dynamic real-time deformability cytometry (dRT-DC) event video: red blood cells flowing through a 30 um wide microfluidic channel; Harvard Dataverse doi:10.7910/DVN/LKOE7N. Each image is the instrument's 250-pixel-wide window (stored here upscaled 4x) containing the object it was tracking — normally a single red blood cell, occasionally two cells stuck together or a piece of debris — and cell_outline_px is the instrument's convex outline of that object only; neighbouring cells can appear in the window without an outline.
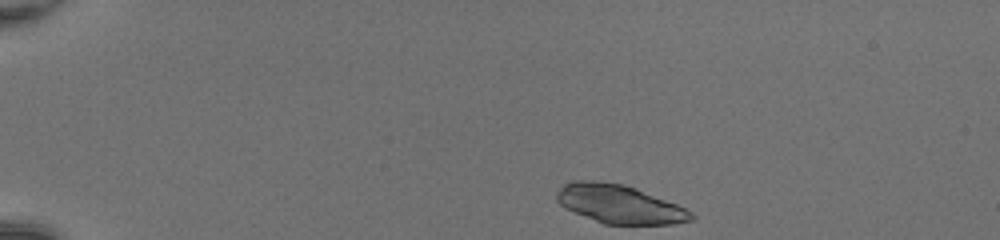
{"species": "common noctule bat (a hibernating species)", "species_latin": "Nyctalus noctula", "temperature_condition": "room temperature", "stored_images_in_passage": 41, "camera_frame_rate_fps": 3000, "um_per_image_px": 0.085, "animal": {"sex": "female", "body_mass_g": 20.0, "forearm_length_mm": 54.0}, "frame": {"image": 1, "passage_image": 1, "time_ms": 0.0, "image_size_px": [1000, 240], "cell_outline_px": [[696, 216], [692, 220], [672, 224], [604, 224], [564, 208], [556, 200], [556, 192], [564, 184], [572, 180], [592, 180], [620, 184], [636, 188], [676, 204], [692, 212]], "centroid_in_image_um": [52.62, 17.35], "position_along_channel_um": 32.4, "area_um2": 30.06}}
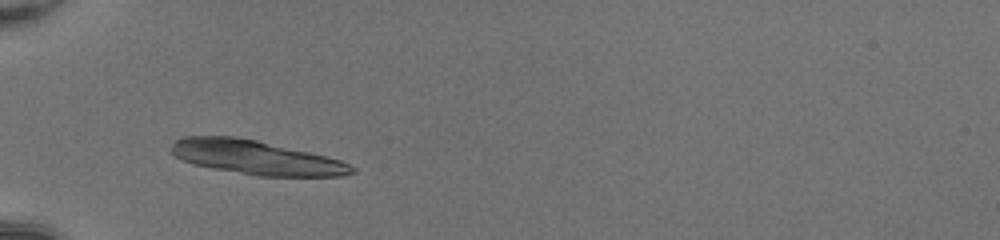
{"frame": {"image": 2, "passage_image": 9, "time_ms": 2.667, "image_size_px": [1000, 240], "cell_outline_px": [[356, 172], [340, 176], [256, 176], [212, 168], [196, 164], [184, 160], [168, 152], [168, 148], [176, 140], [184, 136], [236, 136], [256, 140], [308, 152], [340, 160], [356, 168]], "centroid_in_image_um": [21.72, 13.38], "position_along_channel_um": 63.3, "area_um2": 35.66}}